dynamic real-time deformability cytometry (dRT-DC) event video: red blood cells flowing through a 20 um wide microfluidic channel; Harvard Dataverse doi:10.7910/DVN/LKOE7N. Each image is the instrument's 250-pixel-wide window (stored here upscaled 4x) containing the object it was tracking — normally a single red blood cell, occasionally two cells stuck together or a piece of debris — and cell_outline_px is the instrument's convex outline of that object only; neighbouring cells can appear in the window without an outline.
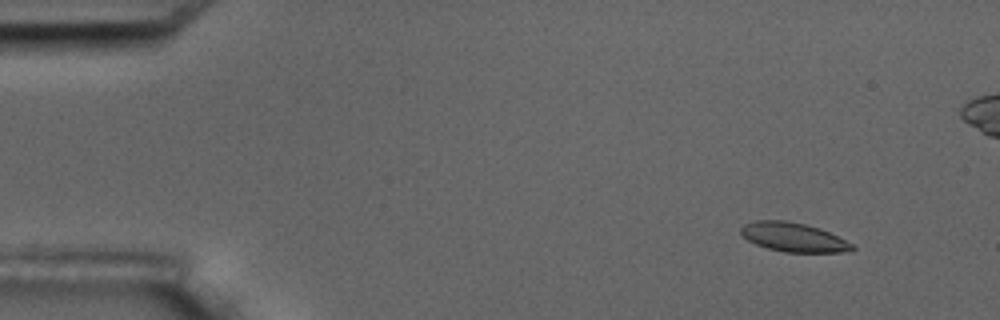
{"species": "common noctule bat (a hibernating species)", "species_latin": "Nyctalus noctula", "temperature_condition": "room temperature", "stored_images_in_passage": 6, "camera_frame_rate_fps": 3000, "um_per_image_px": 0.085, "animal": {"sex": "male", "body_mass_g": 17.5, "forearm_length_mm": 52.3}, "frame": {"image": 1, "passage_image": 2, "time_ms": 1.333, "image_size_px": [1000, 320], "cell_outline_px": [[856, 248], [840, 252], [784, 252], [768, 248], [756, 244], [748, 240], [740, 232], [740, 228], [744, 224], [756, 220], [784, 220], [804, 224], [820, 228], [852, 244]], "centroid_in_image_um": [67.4, 20.15], "position_along_channel_um": 17.6, "area_um2": 18.55}}